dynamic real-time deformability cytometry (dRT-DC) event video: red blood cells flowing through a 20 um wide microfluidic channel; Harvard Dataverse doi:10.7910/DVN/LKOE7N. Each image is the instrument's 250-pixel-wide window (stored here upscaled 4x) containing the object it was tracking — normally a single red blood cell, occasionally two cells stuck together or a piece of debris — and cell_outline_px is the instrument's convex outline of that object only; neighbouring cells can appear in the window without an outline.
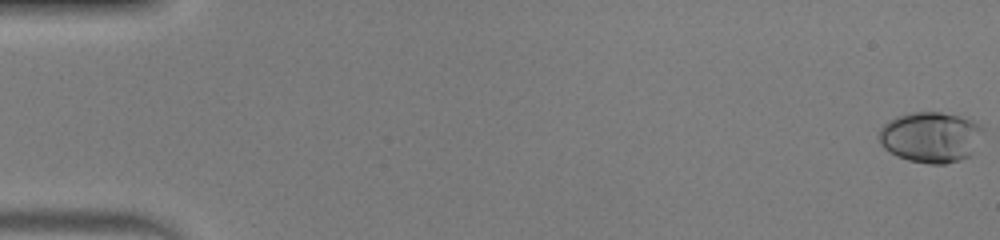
{"species": "human", "species_latin": "Homo sapiens", "temperature_condition": "warm", "stored_images_in_passage": 52, "camera_frame_rate_fps": 3000, "um_per_image_px": 0.085, "donor": {"sex": "male"}, "frame": {"image": 1, "passage_image": 1, "time_ms": 0.0, "image_size_px": [1000, 240], "cell_outline_px": [[984, 132], [968, 156], [960, 160], [944, 164], [928, 164], [908, 160], [896, 156], [884, 148], [880, 144], [880, 128], [888, 120], [896, 116], [912, 112], [940, 112], [960, 116], [972, 120], [984, 128]], "centroid_in_image_um": [79.09, 11.65], "position_along_channel_um": 5.9, "area_um2": 30.69}}
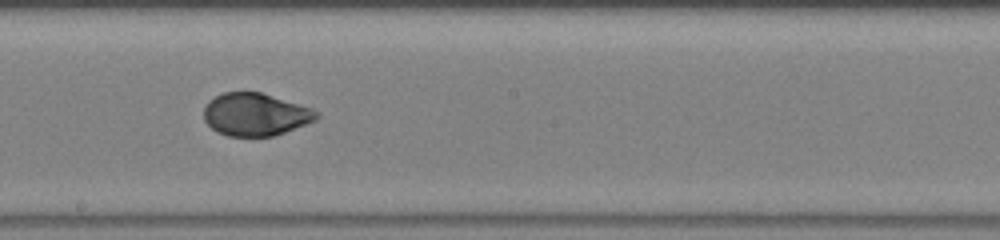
{"frame": {"image": 2, "passage_image": 30, "time_ms": 9.667, "image_size_px": [1000, 240], "cell_outline_px": [[320, 116], [316, 120], [284, 132], [272, 136], [228, 136], [216, 132], [204, 120], [204, 104], [208, 100], [224, 92], [260, 92], [312, 108], [320, 112]], "centroid_in_image_um": [21.69, 9.72], "position_along_channel_um": 226.5, "area_um2": 28.03}}
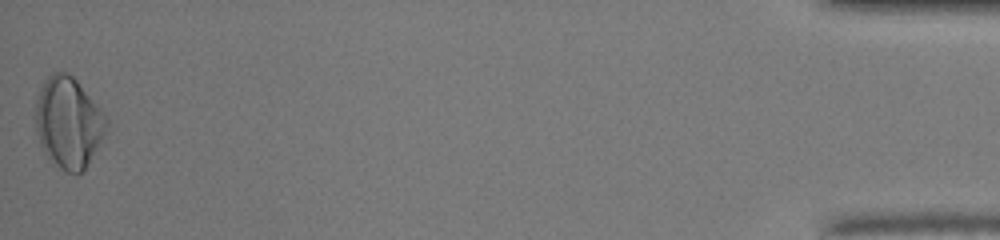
{"frame": {"image": 3, "passage_image": 52, "time_ms": 17.0, "image_size_px": [1000, 240], "cell_outline_px": [[108, 124], [100, 140], [84, 168], [80, 172], [68, 172], [60, 168], [48, 160], [40, 144], [36, 132], [32, 116], [36, 100], [40, 88], [44, 80], [52, 72], [68, 72], [76, 80], [108, 116]], "centroid_in_image_um": [5.75, 10.37], "position_along_channel_um": 429.4, "area_um2": 37.63}, "authors_computed_cell_mechanics": {"area_um2": 29.3335, "velocity_mm_per_s": 4.0711, "shape_relaxation_time_tau1_ms": 3.9563, "shape_relaxation_time_tau2_ms": 0.6882, "deformation_change_tau1": 0.1765, "deformation_change_tau2": 0.0357}}